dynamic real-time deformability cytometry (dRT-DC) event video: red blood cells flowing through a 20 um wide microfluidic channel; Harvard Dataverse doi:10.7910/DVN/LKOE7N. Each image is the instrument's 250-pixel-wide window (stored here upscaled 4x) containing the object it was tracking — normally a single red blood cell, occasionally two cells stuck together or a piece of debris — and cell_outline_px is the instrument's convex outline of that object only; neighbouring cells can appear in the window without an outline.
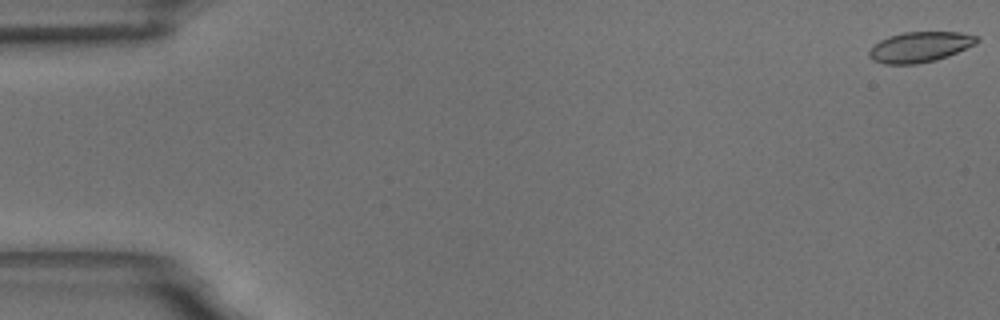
{"species": "common noctule bat (a hibernating species)", "species_latin": "Nyctalus noctula", "temperature_condition": "room temperature", "stored_images_in_passage": 56, "camera_frame_rate_fps": 3000, "um_per_image_px": 0.085, "animal": {"sex": "male", "body_mass_g": 18.8}, "frame": {"image": 1, "passage_image": 1, "time_ms": 0.0, "image_size_px": [1000, 320], "cell_outline_px": [[980, 40], [976, 44], [948, 56], [936, 60], [916, 64], [884, 64], [872, 60], [868, 56], [868, 52], [880, 40], [888, 36], [904, 32], [960, 32], [980, 36]], "centroid_in_image_um": [78.22, 3.99], "position_along_channel_um": 6.8, "area_um2": 19.19}}
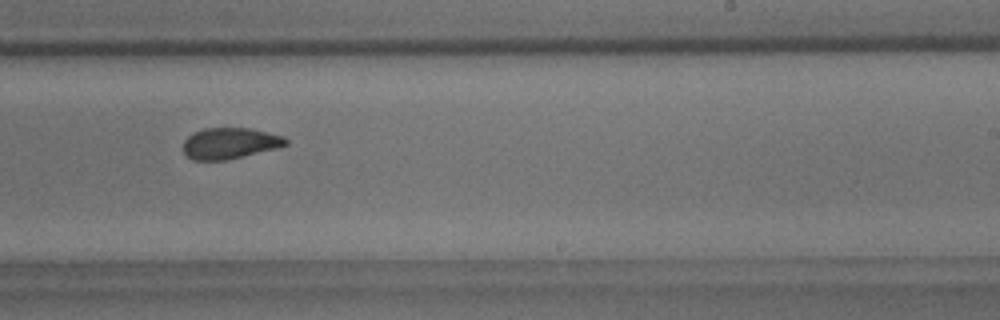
{"frame": {"image": 2, "passage_image": 35, "time_ms": 11.333, "image_size_px": [1000, 320], "cell_outline_px": [[288, 144], [276, 148], [244, 156], [224, 160], [192, 160], [184, 152], [184, 140], [192, 132], [204, 128], [248, 128], [268, 132], [284, 136], [288, 140]], "centroid_in_image_um": [19.53, 12.17], "position_along_channel_um": 269.5, "area_um2": 18.55}}
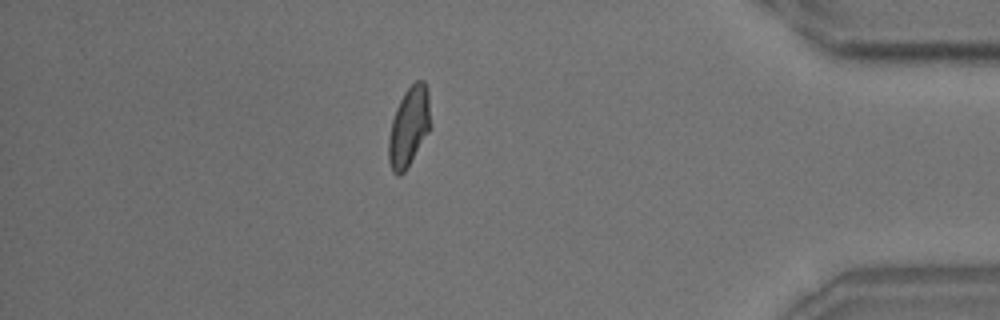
{"frame": {"image": 3, "passage_image": 49, "time_ms": 16.0, "image_size_px": [1000, 320], "cell_outline_px": [[432, 128], [404, 172], [400, 176], [396, 176], [392, 172], [388, 160], [388, 140], [392, 120], [396, 108], [404, 92], [416, 80], [424, 80], [428, 92], [432, 124]], "centroid_in_image_um": [34.78, 10.78], "position_along_channel_um": 400.4, "area_um2": 19.77}, "authors_computed_cell_mechanics": {"area_um2": 19.5653, "velocity_mm_per_s": 3.6124, "shape_relaxation_time_tau1_ms": 7.55, "shape_relaxation_time_tau2_ms": 2.3726, "deformation_change_tau1": 0.167, "deformation_change_tau2": 0.0787}}